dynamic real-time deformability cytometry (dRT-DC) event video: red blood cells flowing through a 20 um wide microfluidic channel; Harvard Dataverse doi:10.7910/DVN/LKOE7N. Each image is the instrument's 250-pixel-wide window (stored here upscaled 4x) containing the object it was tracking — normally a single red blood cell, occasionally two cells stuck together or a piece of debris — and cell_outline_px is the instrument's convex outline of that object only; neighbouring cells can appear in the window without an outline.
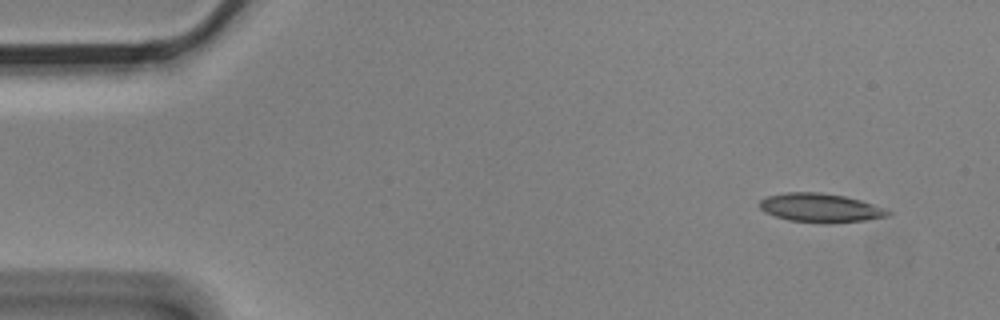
{"species": "Egyptian fruit bat (a non-hibernating species)", "species_latin": "Rousettus aegyptiacus", "temperature_condition": "cold", "stored_images_in_passage": 5, "camera_frame_rate_fps": 3000, "um_per_image_px": 0.085, "animal": {"sex": "male"}, "frame": {"image": 1, "passage_image": 1, "time_ms": 0.0, "image_size_px": [1000, 320], "cell_outline_px": [[892, 212], [888, 216], [864, 220], [824, 224], [788, 220], [764, 212], [760, 208], [760, 200], [768, 196], [784, 192], [820, 192], [844, 196], [860, 200], [884, 208]], "centroid_in_image_um": [69.71, 17.67], "position_along_channel_um": 15.3, "area_um2": 21.56}}
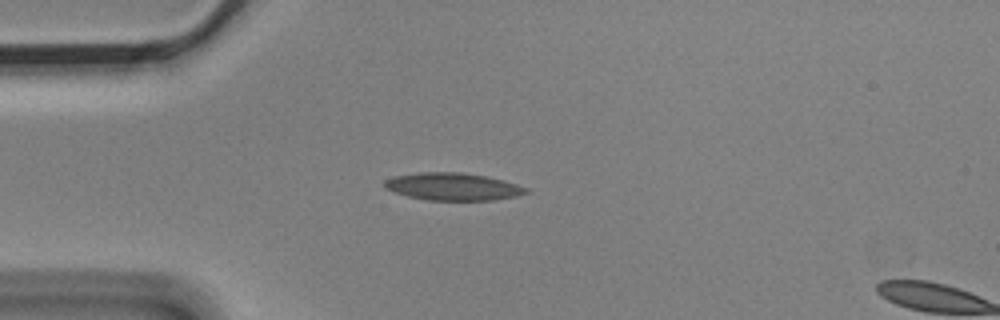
{"frame": {"image": 2, "passage_image": 4, "time_ms": 1.0, "image_size_px": [1000, 320], "cell_outline_px": [[532, 192], [516, 196], [492, 200], [428, 200], [408, 196], [384, 188], [384, 180], [392, 176], [420, 172], [460, 172], [484, 176], [504, 180], [528, 188]], "centroid_in_image_um": [38.5, 15.86], "position_along_channel_um": 46.5, "area_um2": 22.66}}